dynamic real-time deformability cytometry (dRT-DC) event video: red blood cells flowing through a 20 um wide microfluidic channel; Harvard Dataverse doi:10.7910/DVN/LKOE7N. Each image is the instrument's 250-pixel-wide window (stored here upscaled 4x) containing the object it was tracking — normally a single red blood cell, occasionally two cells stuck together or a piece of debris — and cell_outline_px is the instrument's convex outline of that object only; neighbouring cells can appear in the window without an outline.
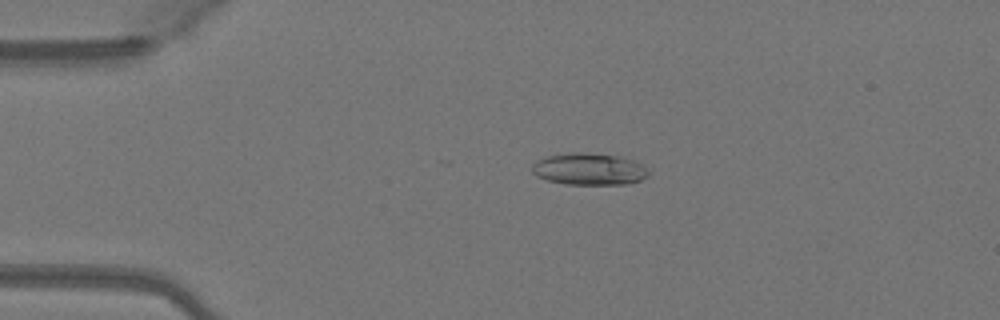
{"species": "Egyptian fruit bat (a non-hibernating species)", "species_latin": "Rousettus aegyptiacus", "temperature_condition": "warm", "stored_images_in_passage": 47, "camera_frame_rate_fps": 3000, "um_per_image_px": 0.085, "animal": {"sex": "female"}, "frame": {"image": 1, "passage_image": 8, "time_ms": 2.333, "image_size_px": [1000, 320], "cell_outline_px": [[648, 176], [640, 180], [624, 184], [564, 184], [548, 180], [536, 176], [532, 172], [532, 164], [536, 160], [548, 156], [572, 152], [580, 152], [620, 156], [632, 160], [640, 164], [648, 172]], "centroid_in_image_um": [50.02, 14.37], "position_along_channel_um": 35.0, "area_um2": 21.44}}
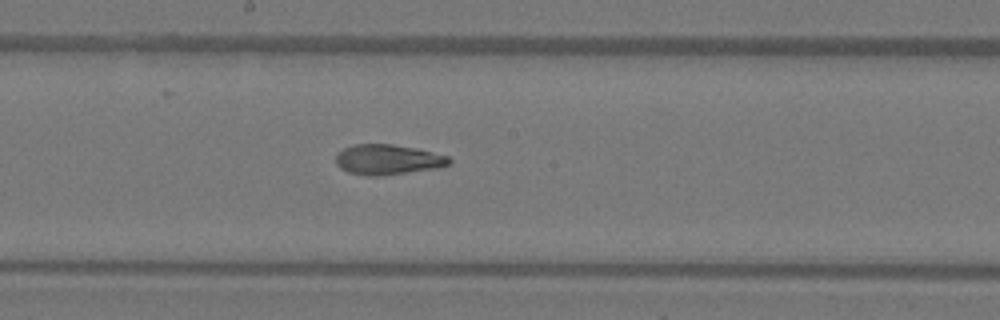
{"frame": {"image": 2, "passage_image": 24, "time_ms": 7.667, "image_size_px": [1000, 320], "cell_outline_px": [[452, 160], [444, 168], [380, 176], [368, 176], [348, 172], [340, 168], [336, 164], [336, 152], [352, 144], [392, 144], [416, 148], [448, 156]], "centroid_in_image_um": [32.97, 13.57], "position_along_channel_um": 215.2, "area_um2": 20.29}}
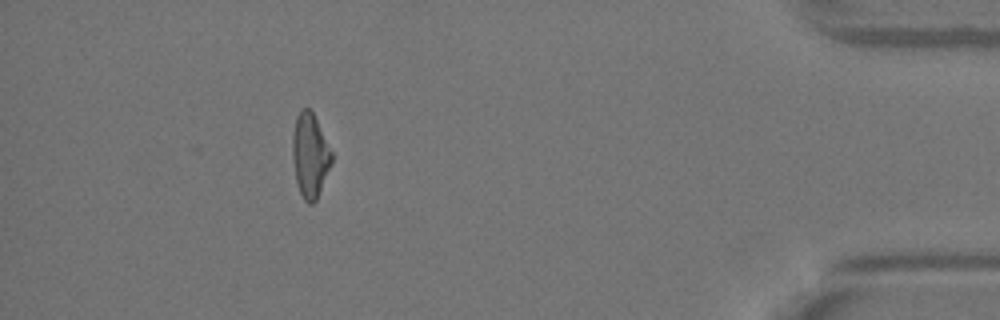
{"frame": {"image": 3, "passage_image": 42, "time_ms": 13.667, "image_size_px": [1000, 320], "cell_outline_px": [[332, 164], [316, 200], [312, 204], [308, 204], [304, 200], [296, 184], [292, 156], [292, 136], [296, 116], [300, 108], [308, 108], [312, 112], [332, 152]], "centroid_in_image_um": [26.33, 13.22], "position_along_channel_um": 408.9, "area_um2": 19.25}, "authors_computed_cell_mechanics": {"area_um2": 20.2878, "velocity_mm_per_s": 4.1258, "shape_relaxation_time_tau1_ms": 9.3891, "shape_relaxation_time_tau2_ms": 2.4574, "deformation_change_tau1": 0.2587, "deformation_change_tau2": 0.0923}}